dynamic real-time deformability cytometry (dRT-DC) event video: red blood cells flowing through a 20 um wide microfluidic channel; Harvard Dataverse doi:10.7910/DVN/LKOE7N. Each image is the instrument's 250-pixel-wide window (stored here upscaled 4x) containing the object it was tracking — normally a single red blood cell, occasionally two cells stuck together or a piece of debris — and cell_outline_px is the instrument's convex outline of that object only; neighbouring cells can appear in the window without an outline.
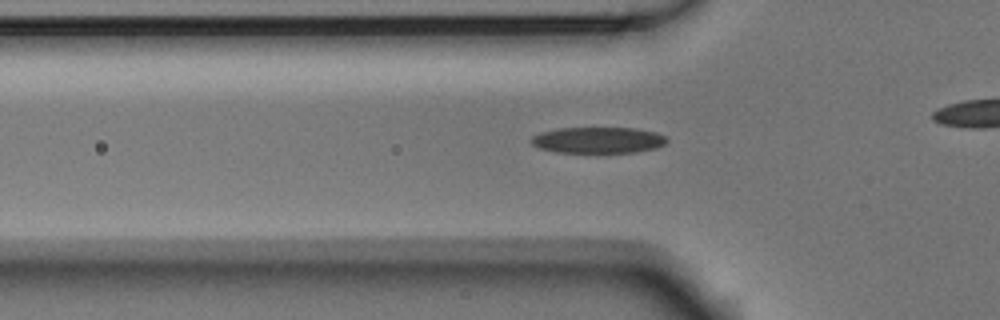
{"species": "Egyptian fruit bat (a non-hibernating species)", "species_latin": "Rousettus aegyptiacus", "temperature_condition": "room temperature", "stored_images_in_passage": 43, "camera_frame_rate_fps": 3000, "um_per_image_px": 0.085, "animal": {"sex": "male"}, "frame": {"image": 1, "passage_image": 17, "time_ms": 5.333, "image_size_px": [1000, 320], "cell_outline_px": [[668, 140], [664, 144], [656, 148], [636, 152], [556, 152], [540, 148], [532, 144], [532, 136], [540, 132], [556, 128], [632, 128], [656, 132], [664, 136]], "centroid_in_image_um": [50.83, 11.9], "position_along_channel_um": 75.0, "area_um2": 20.52}}
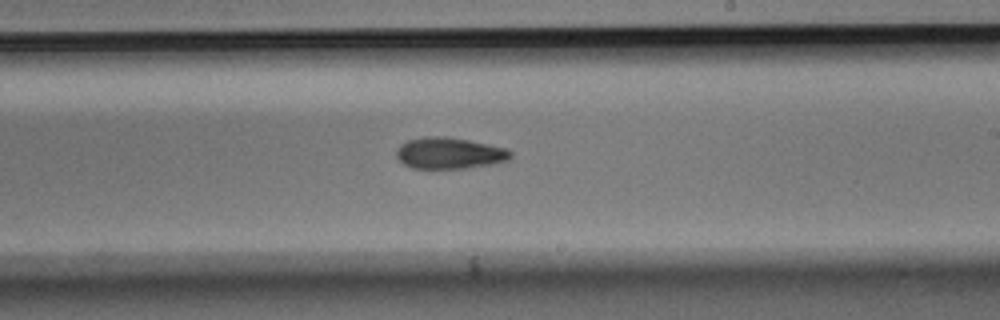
{"frame": {"image": 2, "passage_image": 31, "time_ms": 10.0, "image_size_px": [1000, 320], "cell_outline_px": [[512, 156], [508, 160], [492, 164], [464, 168], [412, 168], [404, 164], [396, 156], [396, 152], [400, 144], [408, 140], [428, 136], [444, 136], [468, 140], [508, 148], [512, 152]], "centroid_in_image_um": [38.21, 13.01], "position_along_channel_um": 250.8, "area_um2": 20.81}}
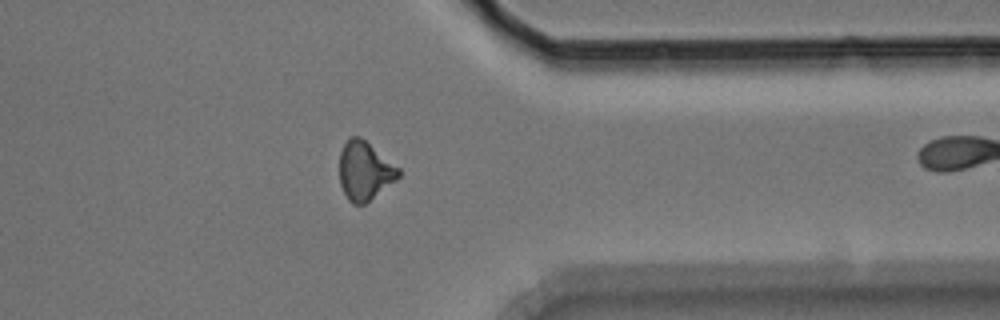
{"frame": {"image": 3, "passage_image": 42, "time_ms": 13.667, "image_size_px": [1000, 320], "cell_outline_px": [[400, 176], [396, 180], [364, 204], [352, 204], [348, 200], [340, 184], [340, 152], [344, 144], [352, 136], [360, 136], [400, 168]], "centroid_in_image_um": [31.0, 14.52], "position_along_channel_um": 380.4, "area_um2": 20.0}}